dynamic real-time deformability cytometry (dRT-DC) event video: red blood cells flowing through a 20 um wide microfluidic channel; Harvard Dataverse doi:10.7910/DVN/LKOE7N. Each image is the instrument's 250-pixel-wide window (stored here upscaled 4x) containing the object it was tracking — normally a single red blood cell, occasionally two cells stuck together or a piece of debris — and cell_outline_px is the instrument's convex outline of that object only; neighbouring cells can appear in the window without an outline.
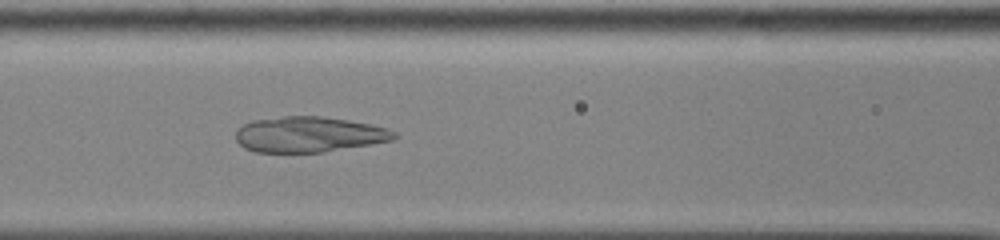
{"species": "common noctule bat (a hibernating species)", "species_latin": "Nyctalus noctula", "temperature_condition": "cold", "stored_images_in_passage": 54, "camera_frame_rate_fps": 3000, "um_per_image_px": 0.085, "animal": {"sex": "male", "body_mass_g": 13.0, "forearm_length_mm": 53.1}, "frame": {"image": 1, "passage_image": 25, "time_ms": 8.0, "image_size_px": [1000, 240], "cell_outline_px": [[396, 136], [392, 140], [324, 152], [256, 152], [244, 148], [236, 140], [236, 132], [244, 124], [252, 120], [284, 116], [320, 116], [348, 120], [388, 128], [396, 132]], "centroid_in_image_um": [26.24, 11.42], "position_along_channel_um": 140.4, "area_um2": 32.6}}
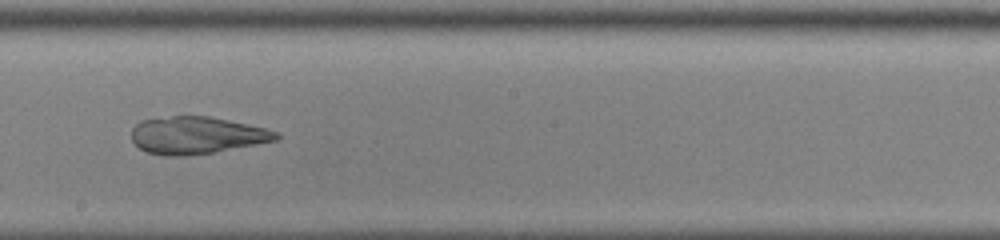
{"frame": {"image": 2, "passage_image": 32, "time_ms": 10.333, "image_size_px": [1000, 240], "cell_outline_px": [[280, 136], [276, 140], [256, 144], [212, 152], [184, 156], [164, 156], [148, 152], [140, 148], [132, 140], [132, 128], [140, 120], [172, 116], [208, 116], [228, 120], [264, 128], [280, 132]], "centroid_in_image_um": [16.69, 11.49], "position_along_channel_um": 231.5, "area_um2": 31.1}}
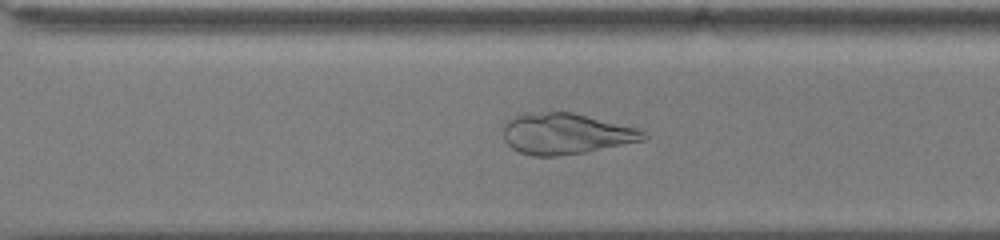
{"frame": {"image": 3, "passage_image": 39, "time_ms": 12.667, "image_size_px": [1000, 240], "cell_outline_px": [[648, 136], [644, 140], [588, 152], [556, 156], [532, 156], [520, 152], [512, 148], [504, 140], [504, 124], [512, 116], [520, 112], [572, 112], [640, 128]], "centroid_in_image_um": [48.09, 11.35], "position_along_channel_um": 322.5, "area_um2": 33.87}}